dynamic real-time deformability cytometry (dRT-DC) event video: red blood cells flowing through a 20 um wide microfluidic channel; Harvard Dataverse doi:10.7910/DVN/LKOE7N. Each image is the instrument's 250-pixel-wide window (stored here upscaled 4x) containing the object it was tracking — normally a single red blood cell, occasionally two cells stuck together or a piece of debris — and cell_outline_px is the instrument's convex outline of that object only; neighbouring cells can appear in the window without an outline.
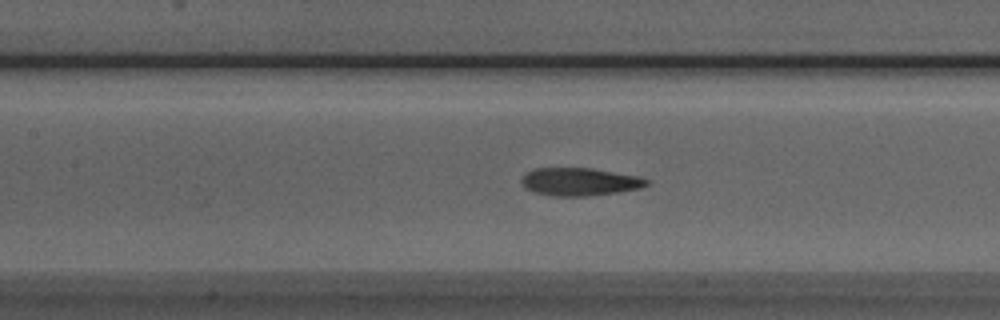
{"species": "Egyptian fruit bat (a non-hibernating species)", "species_latin": "Rousettus aegyptiacus", "temperature_condition": "room temperature", "stored_images_in_passage": 31, "camera_frame_rate_fps": 3000, "um_per_image_px": 0.085, "animal": {"sex": "male"}, "frame": {"image": 1, "passage_image": 6, "time_ms": 1.667, "image_size_px": [1000, 320], "cell_outline_px": [[652, 184], [640, 188], [620, 192], [584, 196], [556, 196], [536, 192], [524, 188], [520, 180], [524, 172], [532, 168], [592, 168], [640, 176], [648, 180]], "centroid_in_image_um": [49.28, 15.44], "position_along_channel_um": 158.1, "area_um2": 20.58}}
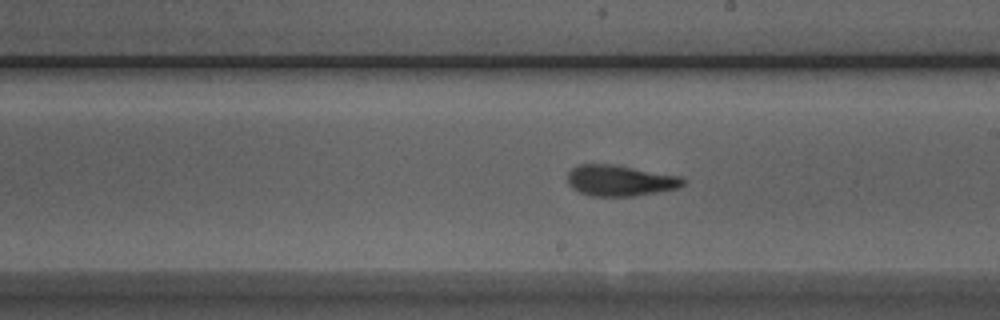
{"frame": {"image": 2, "passage_image": 12, "time_ms": 3.667, "image_size_px": [1000, 320], "cell_outline_px": [[688, 180], [680, 188], [636, 196], [592, 196], [580, 192], [572, 188], [568, 184], [568, 172], [572, 168], [580, 164], [612, 164], [680, 176]], "centroid_in_image_um": [52.73, 15.35], "position_along_channel_um": 236.3, "area_um2": 20.92}}
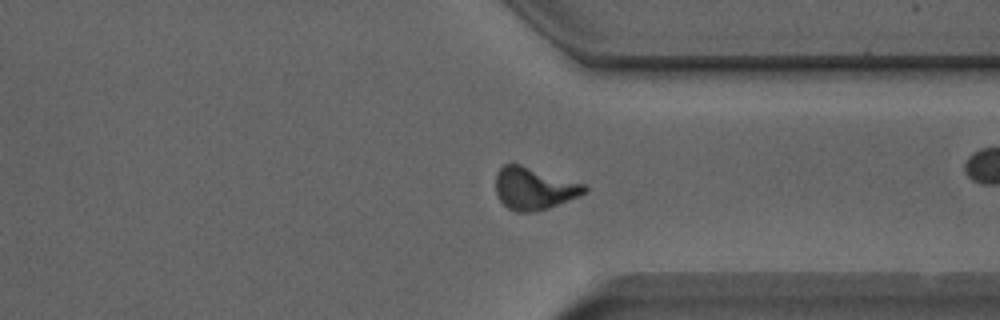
{"frame": {"image": 3, "passage_image": 22, "time_ms": 7.0, "image_size_px": [1000, 320], "cell_outline_px": [[588, 188], [580, 196], [548, 208], [536, 212], [516, 212], [508, 208], [500, 200], [496, 192], [496, 172], [504, 164], [520, 164], [584, 184]], "centroid_in_image_um": [45.37, 16.03], "position_along_channel_um": 366.0, "area_um2": 21.73}, "authors_computed_cell_mechanics": {"area_um2": 20.6346, "velocity_mm_per_s": 3.9191, "shape_relaxation_time_tau1_ms": 6.8209, "shape_relaxation_time_tau2_ms": 1.7179, "deformation_change_tau1": 0.1738, "deformation_change_tau2": 0.0706}}